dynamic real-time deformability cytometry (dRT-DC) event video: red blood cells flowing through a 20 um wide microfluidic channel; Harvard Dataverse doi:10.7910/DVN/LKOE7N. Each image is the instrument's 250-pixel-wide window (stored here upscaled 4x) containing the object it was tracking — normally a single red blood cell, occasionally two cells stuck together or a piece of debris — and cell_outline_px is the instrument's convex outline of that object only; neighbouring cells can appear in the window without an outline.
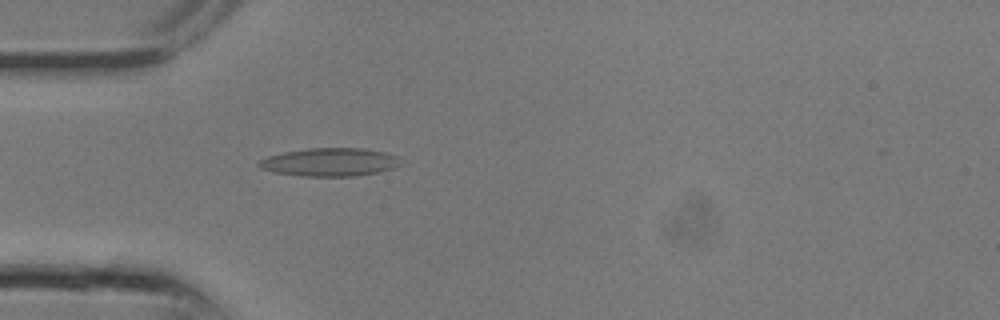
{"species": "common noctule bat (a hibernating species)", "species_latin": "Nyctalus noctula", "temperature_condition": "room temperature", "stored_images_in_passage": 8, "camera_frame_rate_fps": 3000, "um_per_image_px": 0.085, "animal": {"sex": "male", "body_mass_g": 13.3}, "frame": {"image": 1, "passage_image": 8, "time_ms": 2.333, "image_size_px": [1000, 320], "cell_outline_px": [[404, 164], [396, 168], [380, 172], [356, 176], [300, 176], [272, 172], [260, 168], [256, 164], [260, 160], [268, 156], [284, 152], [308, 148], [364, 148], [388, 152], [400, 156], [404, 160]], "centroid_in_image_um": [28.14, 13.78], "position_along_channel_um": 56.9, "area_um2": 23.93}}